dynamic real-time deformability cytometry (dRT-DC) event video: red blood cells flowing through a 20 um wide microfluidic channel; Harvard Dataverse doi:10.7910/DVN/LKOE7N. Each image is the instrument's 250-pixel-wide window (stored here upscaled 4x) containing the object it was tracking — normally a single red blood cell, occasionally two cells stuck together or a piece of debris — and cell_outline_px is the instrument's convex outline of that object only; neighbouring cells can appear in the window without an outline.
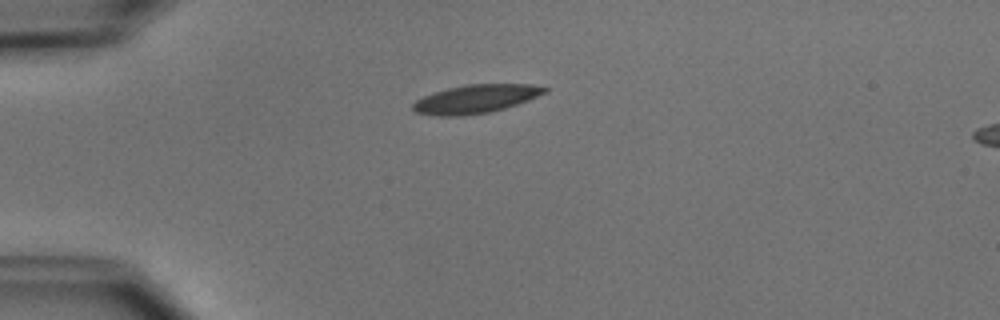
{"species": "common noctule bat (a hibernating species)", "species_latin": "Nyctalus noctula", "temperature_condition": "cold", "stored_images_in_passage": 2, "camera_frame_rate_fps": 3000, "um_per_image_px": 0.085, "animal": {"sex": "male", "body_mass_g": 15.6}, "frame": {"image": 1, "passage_image": 1, "time_ms": 0.0, "image_size_px": [1000, 320], "cell_outline_px": [[548, 92], [528, 100], [504, 108], [488, 112], [460, 116], [436, 116], [416, 112], [412, 108], [412, 104], [416, 100], [432, 92], [464, 84], [532, 84], [548, 88]], "centroid_in_image_um": [40.42, 8.4], "position_along_channel_um": 44.6, "area_um2": 21.85}}